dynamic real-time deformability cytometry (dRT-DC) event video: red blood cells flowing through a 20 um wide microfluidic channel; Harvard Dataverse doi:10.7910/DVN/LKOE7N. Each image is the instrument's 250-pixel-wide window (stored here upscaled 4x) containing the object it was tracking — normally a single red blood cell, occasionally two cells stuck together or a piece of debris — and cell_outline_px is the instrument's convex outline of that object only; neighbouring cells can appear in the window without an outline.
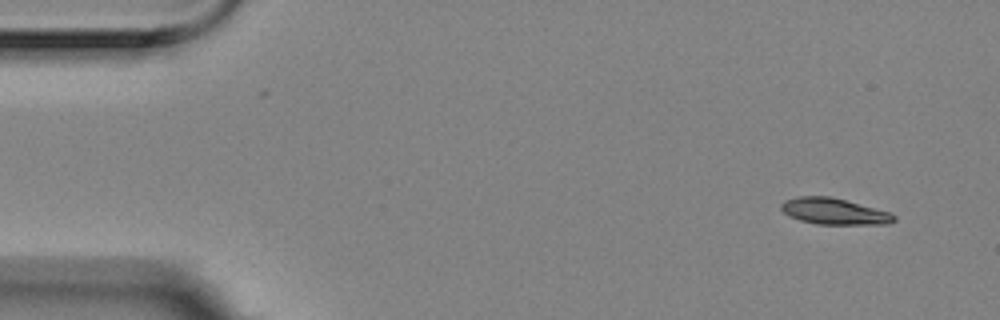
{"species": "Egyptian fruit bat (a non-hibernating species)", "species_latin": "Rousettus aegyptiacus", "temperature_condition": "room temperature", "stored_images_in_passage": 5, "camera_frame_rate_fps": 3000, "um_per_image_px": 0.085, "animal": {"sex": "female"}, "frame": {"image": 1, "passage_image": 1, "time_ms": 0.0, "image_size_px": [1000, 320], "cell_outline_px": [[896, 220], [888, 224], [816, 224], [800, 220], [788, 216], [780, 208], [780, 204], [784, 200], [796, 196], [832, 196], [888, 212], [896, 216]], "centroid_in_image_um": [70.85, 17.96], "position_along_channel_um": 14.1, "area_um2": 17.28}}
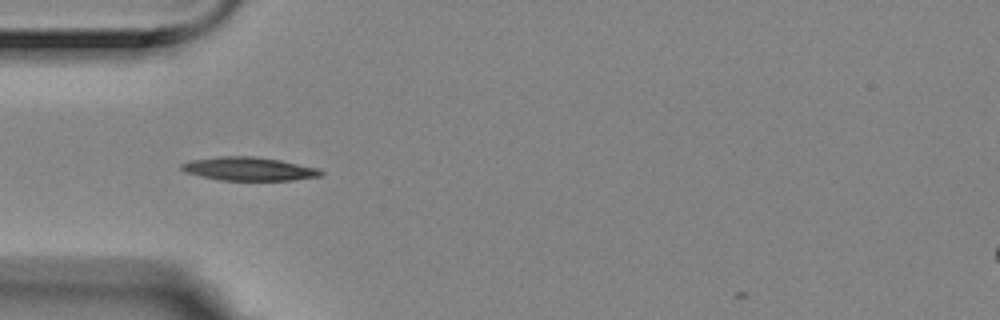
{"frame": {"image": 2, "passage_image": 4, "time_ms": 1.0, "image_size_px": [1000, 320], "cell_outline_px": [[324, 172], [320, 176], [292, 180], [220, 180], [200, 176], [184, 172], [180, 168], [180, 164], [192, 160], [220, 156], [256, 156], [280, 160], [320, 168]], "centroid_in_image_um": [21.16, 14.35], "position_along_channel_um": 63.8, "area_um2": 19.13}}
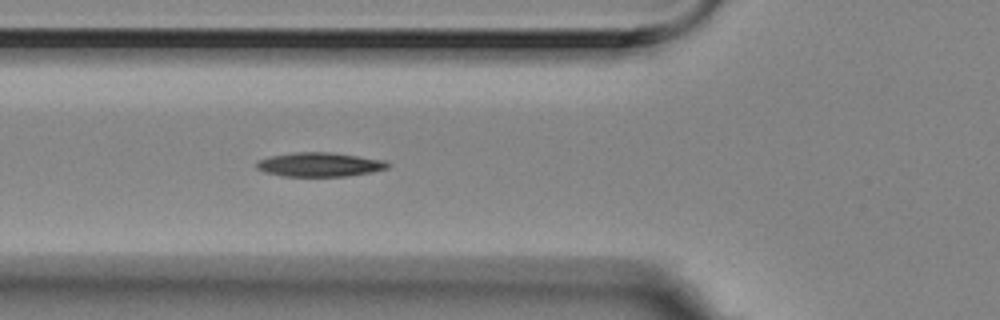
{"frame": {"image": 3, "passage_image": 5, "time_ms": 1.333, "image_size_px": [1000, 320], "cell_outline_px": [[392, 164], [388, 168], [372, 172], [348, 176], [284, 176], [264, 172], [256, 168], [256, 160], [272, 156], [296, 152], [332, 152], [384, 160]], "centroid_in_image_um": [27.18, 13.99], "position_along_channel_um": 98.6, "area_um2": 18.5}}